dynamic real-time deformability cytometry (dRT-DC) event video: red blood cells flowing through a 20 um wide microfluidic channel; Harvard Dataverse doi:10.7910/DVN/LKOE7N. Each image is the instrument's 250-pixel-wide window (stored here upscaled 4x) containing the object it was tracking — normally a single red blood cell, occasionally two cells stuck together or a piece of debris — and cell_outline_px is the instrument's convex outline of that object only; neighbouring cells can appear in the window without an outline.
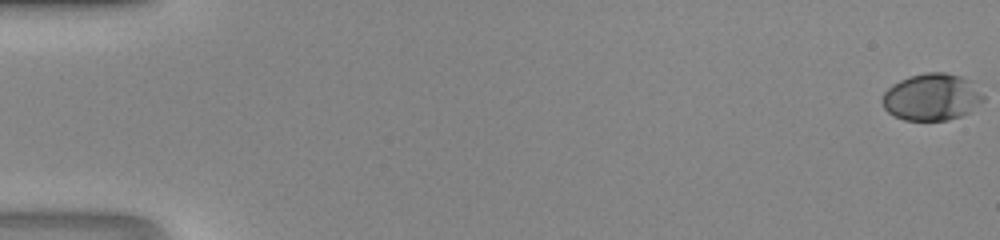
{"species": "human", "species_latin": "Homo sapiens", "temperature_condition": "room temperature", "stored_images_in_passage": 49, "camera_frame_rate_fps": 3000, "um_per_image_px": 0.085, "donor": {"sex": "male"}, "frame": {"image": 1, "passage_image": 1, "time_ms": 0.0, "image_size_px": [1000, 240], "cell_outline_px": [[984, 100], [968, 112], [960, 116], [948, 120], [904, 120], [888, 112], [884, 108], [880, 100], [884, 92], [892, 84], [908, 76], [924, 72], [944, 72], [960, 76], [972, 80], [984, 96]], "centroid_in_image_um": [79.18, 8.23], "position_along_channel_um": 5.8, "area_um2": 27.8}}
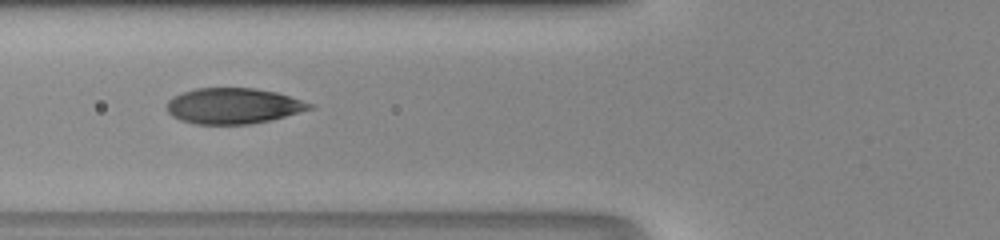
{"frame": {"image": 2, "passage_image": 21, "time_ms": 6.667, "image_size_px": [1000, 240], "cell_outline_px": [[316, 108], [252, 124], [196, 124], [180, 120], [172, 116], [168, 112], [168, 100], [172, 96], [196, 88], [256, 88], [276, 92], [312, 104]], "centroid_in_image_um": [19.81, 9.0], "position_along_channel_um": 106.0, "area_um2": 29.54}}
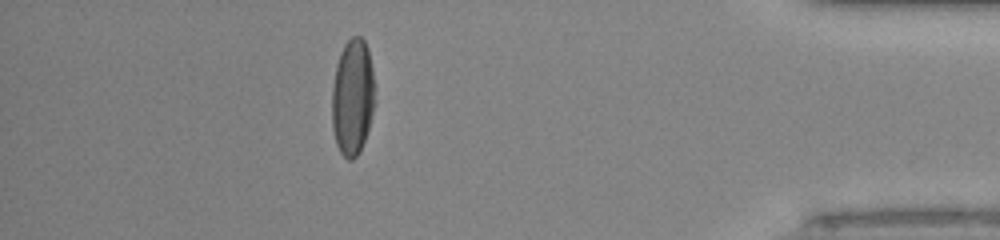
{"frame": {"image": 3, "passage_image": 44, "time_ms": 14.333, "image_size_px": [1000, 240], "cell_outline_px": [[376, 100], [368, 128], [360, 152], [352, 160], [348, 160], [340, 152], [336, 144], [332, 128], [332, 88], [336, 64], [340, 52], [344, 44], [352, 36], [360, 36], [364, 40], [368, 48], [372, 68]], "centroid_in_image_um": [29.97, 8.25], "position_along_channel_um": 405.2, "area_um2": 29.42}}